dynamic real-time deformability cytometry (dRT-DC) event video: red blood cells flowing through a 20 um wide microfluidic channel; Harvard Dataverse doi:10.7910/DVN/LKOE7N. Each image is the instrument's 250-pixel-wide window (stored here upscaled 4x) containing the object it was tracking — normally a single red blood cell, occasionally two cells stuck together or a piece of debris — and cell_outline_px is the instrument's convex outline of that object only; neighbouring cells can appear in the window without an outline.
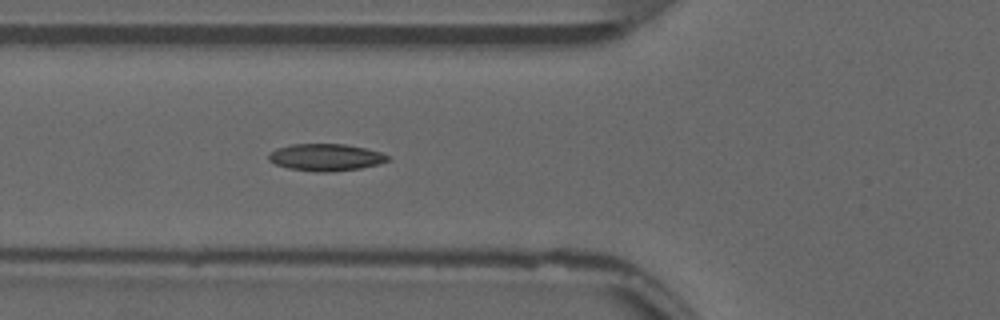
{"species": "common noctule bat (a hibernating species)", "species_latin": "Nyctalus noctula", "temperature_condition": "warm", "stored_images_in_passage": 28, "camera_frame_rate_fps": 3000, "um_per_image_px": 0.085, "animal": {"sex": "male", "forearm_length_mm": 52.5}, "frame": {"image": 1, "passage_image": 5, "time_ms": 1.333, "image_size_px": [1000, 320], "cell_outline_px": [[392, 156], [388, 160], [380, 164], [360, 168], [328, 172], [316, 172], [288, 168], [276, 164], [268, 160], [268, 152], [276, 148], [292, 144], [344, 144], [364, 148], [380, 152]], "centroid_in_image_um": [27.68, 13.37], "position_along_channel_um": 98.1, "area_um2": 18.84}}
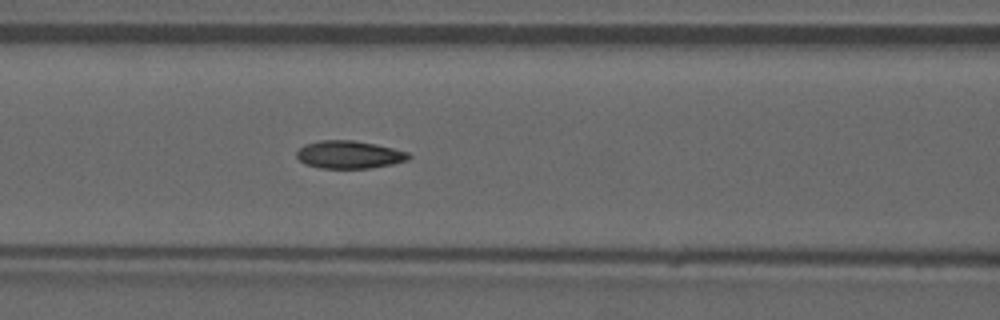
{"frame": {"image": 2, "passage_image": 8, "time_ms": 2.333, "image_size_px": [1000, 320], "cell_outline_px": [[412, 156], [408, 160], [392, 164], [368, 168], [320, 168], [304, 164], [296, 156], [296, 152], [304, 144], [320, 140], [352, 140], [376, 144], [408, 152]], "centroid_in_image_um": [29.67, 13.14], "position_along_channel_um": 136.9, "area_um2": 18.15}, "authors_computed_cell_mechanics": {"area_um2": 18.0625, "velocity_mm_per_s": 3.8329, "shape_relaxation_time_tau1_ms": 7.1999, "shape_relaxation_time_tau2_ms": 1.3111, "deformation_change_tau1": 0.2027, "deformation_change_tau2": 0.0648}}